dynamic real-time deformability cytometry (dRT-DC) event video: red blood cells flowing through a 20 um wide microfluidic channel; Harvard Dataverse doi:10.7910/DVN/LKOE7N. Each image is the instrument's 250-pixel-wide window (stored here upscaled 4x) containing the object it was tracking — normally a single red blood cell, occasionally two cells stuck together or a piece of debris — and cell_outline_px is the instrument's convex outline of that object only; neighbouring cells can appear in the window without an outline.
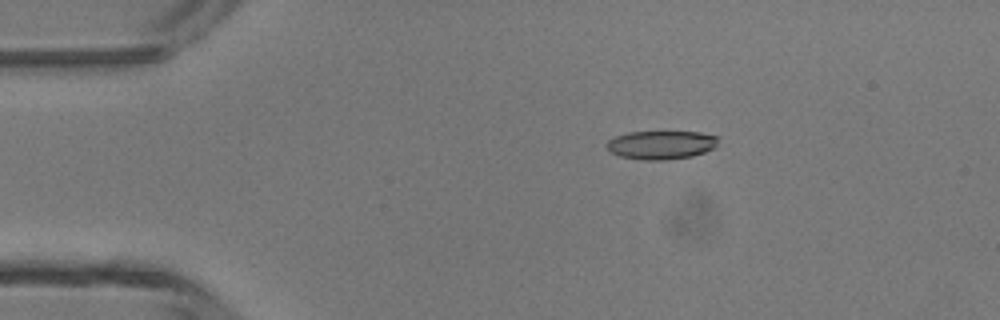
{"species": "common noctule bat (a hibernating species)", "species_latin": "Nyctalus noctula", "temperature_condition": "room temperature", "stored_images_in_passage": 48, "camera_frame_rate_fps": 3000, "um_per_image_px": 0.085, "animal": {"sex": "male", "body_mass_g": 13.3}, "frame": {"image": 1, "passage_image": 9, "time_ms": 2.667, "image_size_px": [1000, 320], "cell_outline_px": [[720, 136], [716, 148], [692, 156], [664, 160], [644, 160], [620, 156], [608, 152], [604, 144], [608, 140], [616, 136], [628, 132], [700, 132]], "centroid_in_image_um": [56.2, 12.31], "position_along_channel_um": 28.8, "area_um2": 18.84}}
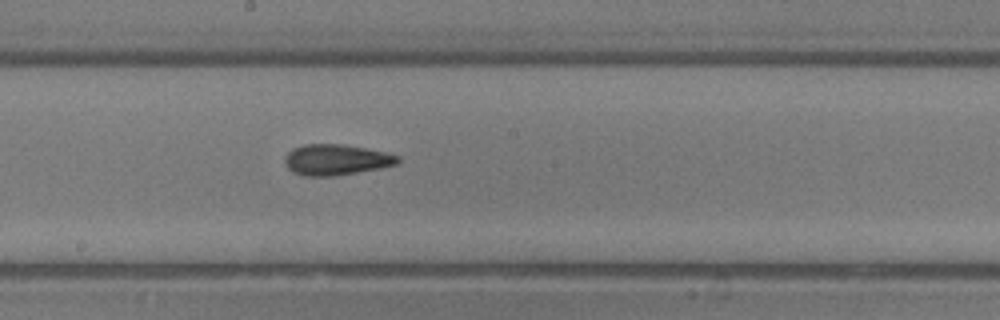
{"frame": {"image": 2, "passage_image": 26, "time_ms": 8.333, "image_size_px": [1000, 320], "cell_outline_px": [[400, 160], [396, 164], [380, 168], [336, 176], [304, 176], [292, 172], [288, 168], [284, 160], [284, 156], [292, 148], [304, 144], [340, 144], [388, 152], [400, 156]], "centroid_in_image_um": [28.56, 13.58], "position_along_channel_um": 219.6, "area_um2": 20.4}}
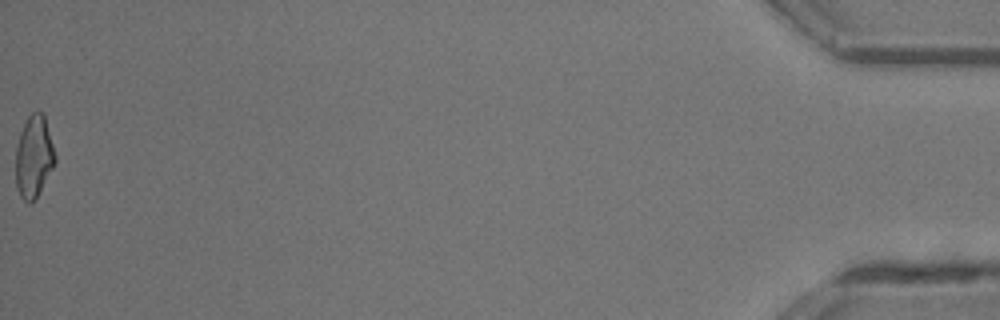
{"frame": {"image": 3, "passage_image": 48, "time_ms": 15.667, "image_size_px": [1000, 320], "cell_outline_px": [[56, 160], [36, 200], [32, 204], [28, 204], [20, 196], [16, 188], [16, 148], [20, 132], [28, 116], [32, 112], [44, 112], [56, 156]], "centroid_in_image_um": [2.88, 13.34], "position_along_channel_um": 432.3, "area_um2": 19.02}, "authors_computed_cell_mechanics": {"area_um2": 19.2474, "velocity_mm_per_s": 4.3624, "shape_relaxation_time_tau1_ms": 4.4607, "shape_relaxation_time_tau2_ms": 3.7506, "deformation_change_tau1": 0.1654, "deformation_change_tau2": 0.1574}}